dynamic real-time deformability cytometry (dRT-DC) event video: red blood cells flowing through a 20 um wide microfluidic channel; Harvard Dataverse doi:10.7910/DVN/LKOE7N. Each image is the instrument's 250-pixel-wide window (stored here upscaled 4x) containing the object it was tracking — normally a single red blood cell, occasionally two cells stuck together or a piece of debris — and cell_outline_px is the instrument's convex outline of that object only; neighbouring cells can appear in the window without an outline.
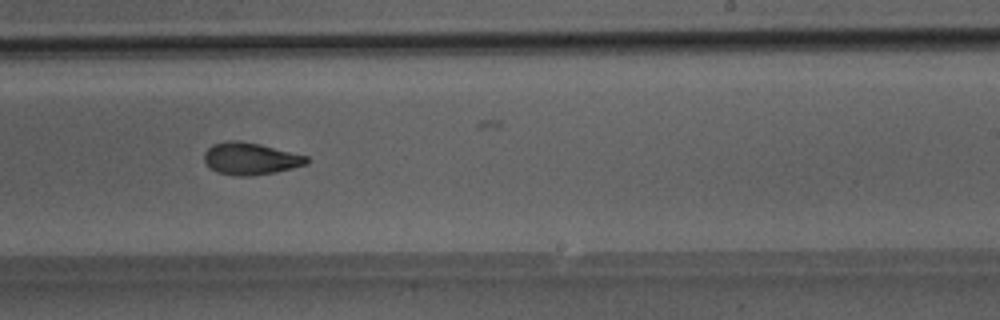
{"species": "Egyptian fruit bat (a non-hibernating species)", "species_latin": "Rousettus aegyptiacus", "temperature_condition": "room temperature", "stored_images_in_passage": 45, "camera_frame_rate_fps": 3000, "um_per_image_px": 0.085, "animal": {"sex": "male"}, "frame": {"image": 1, "passage_image": 26, "time_ms": 8.333, "image_size_px": [1000, 320], "cell_outline_px": [[308, 164], [276, 172], [248, 176], [236, 176], [216, 172], [204, 160], [204, 152], [212, 144], [228, 140], [240, 140], [260, 144], [308, 156]], "centroid_in_image_um": [21.29, 13.48], "position_along_channel_um": 267.7, "area_um2": 19.19}}